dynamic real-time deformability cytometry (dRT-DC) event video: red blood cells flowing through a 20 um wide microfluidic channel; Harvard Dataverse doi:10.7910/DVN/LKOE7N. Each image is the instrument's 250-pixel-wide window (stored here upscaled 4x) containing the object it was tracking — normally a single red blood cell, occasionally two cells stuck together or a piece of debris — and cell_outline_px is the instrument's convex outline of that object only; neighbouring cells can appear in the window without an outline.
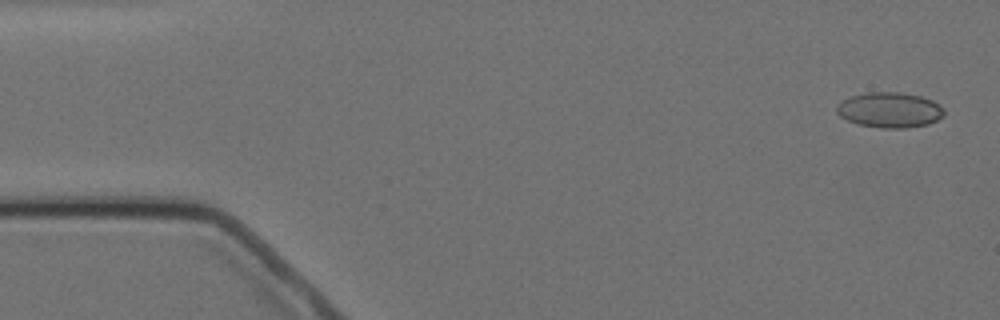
{"species": "Egyptian fruit bat (a non-hibernating species)", "species_latin": "Rousettus aegyptiacus", "temperature_condition": "cold", "stored_images_in_passage": 4, "camera_frame_rate_fps": 3000, "um_per_image_px": 0.085, "animal": {"sex": "female"}, "frame": {"image": 1, "passage_image": 1, "time_ms": 0.0, "image_size_px": [1000, 320], "cell_outline_px": [[944, 116], [928, 124], [908, 128], [880, 128], [856, 124], [840, 116], [836, 112], [836, 104], [848, 96], [868, 92], [900, 92], [920, 96], [932, 100], [940, 104], [944, 108]], "centroid_in_image_um": [75.6, 9.34], "position_along_channel_um": 9.4, "area_um2": 22.43}}